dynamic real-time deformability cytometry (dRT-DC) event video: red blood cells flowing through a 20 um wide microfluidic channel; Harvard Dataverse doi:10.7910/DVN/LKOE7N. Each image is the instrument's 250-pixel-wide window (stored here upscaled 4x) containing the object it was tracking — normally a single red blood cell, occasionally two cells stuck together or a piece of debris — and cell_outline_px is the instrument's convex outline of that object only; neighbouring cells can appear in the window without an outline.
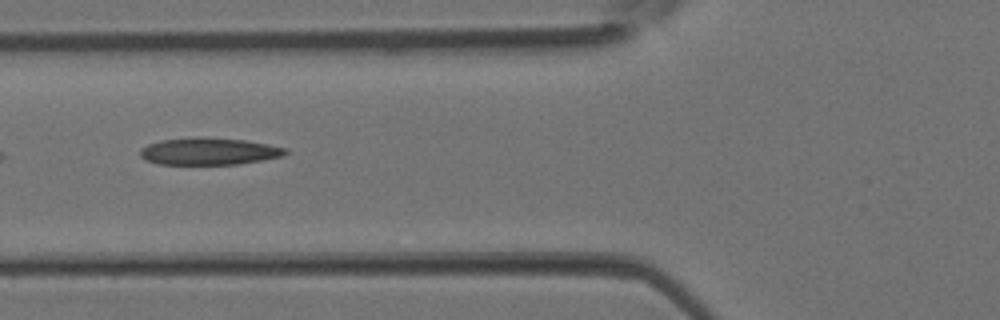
{"species": "Egyptian fruit bat (a non-hibernating species)", "species_latin": "Rousettus aegyptiacus", "temperature_condition": "room temperature", "stored_images_in_passage": 4, "camera_frame_rate_fps": 3000, "um_per_image_px": 0.085, "animal": {"sex": "female"}, "frame": {"image": 1, "passage_image": 3, "time_ms": 0.667, "image_size_px": [1000, 320], "cell_outline_px": [[288, 152], [284, 156], [264, 160], [240, 164], [160, 164], [144, 160], [140, 156], [140, 148], [148, 144], [160, 140], [244, 140], [268, 144], [288, 148]], "centroid_in_image_um": [17.81, 12.92], "position_along_channel_um": 108.0, "area_um2": 22.02}}
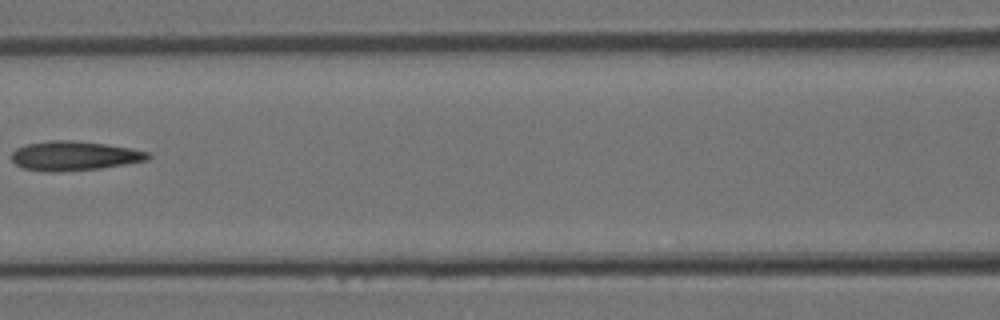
{"frame": {"image": 2, "passage_image": 4, "time_ms": 1.0, "image_size_px": [1000, 320], "cell_outline_px": [[152, 156], [148, 160], [100, 168], [56, 172], [48, 172], [24, 168], [16, 164], [12, 160], [12, 152], [16, 148], [28, 144], [48, 140], [72, 140], [104, 144], [128, 148], [148, 152]], "centroid_in_image_um": [6.29, 13.24], "position_along_channel_um": 160.3, "area_um2": 23.12}}